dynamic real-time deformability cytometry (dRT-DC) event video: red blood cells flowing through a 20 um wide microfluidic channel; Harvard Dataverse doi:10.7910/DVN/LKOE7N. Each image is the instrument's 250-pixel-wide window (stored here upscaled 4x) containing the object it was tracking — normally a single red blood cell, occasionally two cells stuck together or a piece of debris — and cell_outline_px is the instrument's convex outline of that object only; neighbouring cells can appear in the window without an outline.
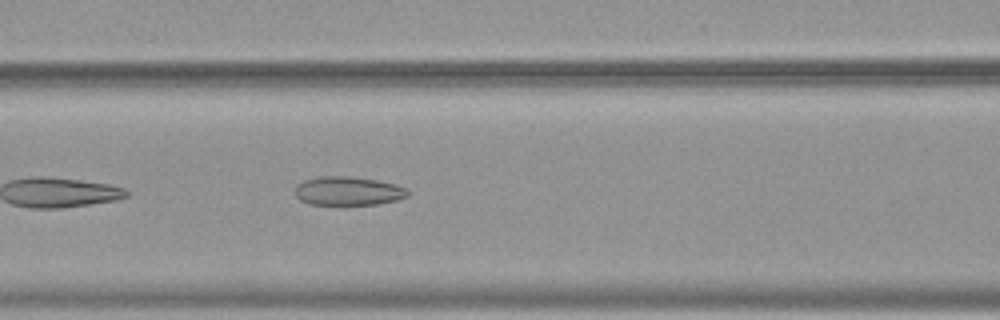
{"species": "common noctule bat (a hibernating species)", "species_latin": "Nyctalus noctula", "temperature_condition": "warm", "stored_images_in_passage": 14, "camera_frame_rate_fps": 3000, "um_per_image_px": 0.085, "animal": {"sex": "female", "body_mass_g": 19.9}, "frame": {"image": 1, "passage_image": 7, "time_ms": 2.0, "image_size_px": [1000, 320], "cell_outline_px": [[408, 196], [396, 200], [376, 204], [308, 204], [300, 200], [296, 196], [296, 184], [304, 180], [320, 176], [348, 176], [376, 180], [396, 184], [408, 188]], "centroid_in_image_um": [29.59, 16.22], "position_along_channel_um": 137.0, "area_um2": 18.84}}